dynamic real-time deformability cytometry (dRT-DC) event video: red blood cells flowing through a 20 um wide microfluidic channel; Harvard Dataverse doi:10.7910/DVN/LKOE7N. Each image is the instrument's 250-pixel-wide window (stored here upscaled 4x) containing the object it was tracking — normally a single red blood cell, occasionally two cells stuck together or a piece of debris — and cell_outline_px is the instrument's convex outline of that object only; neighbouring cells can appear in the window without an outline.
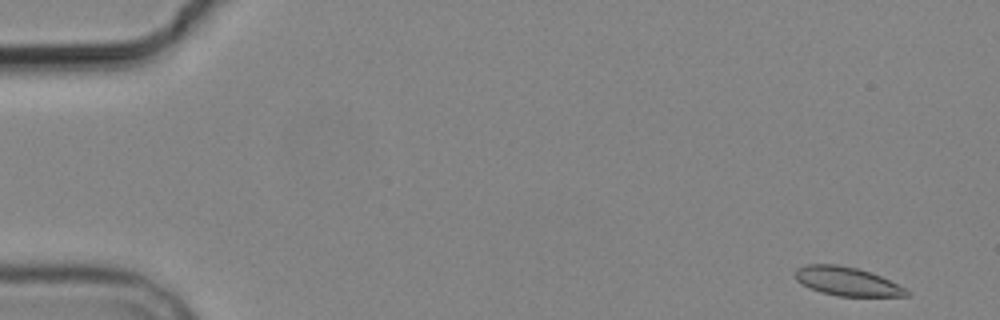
{"species": "common noctule bat (a hibernating species)", "species_latin": "Nyctalus noctula", "temperature_condition": "cold", "stored_images_in_passage": 5, "camera_frame_rate_fps": 3000, "um_per_image_px": 0.085, "animal": {"sex": "male", "body_mass_g": 19.2, "forearm_length_mm": 51.8}, "frame": {"image": 1, "passage_image": 1, "time_ms": 0.0, "image_size_px": [1000, 320], "cell_outline_px": [[912, 292], [908, 296], [836, 296], [820, 292], [796, 280], [796, 268], [808, 264], [836, 264], [856, 268], [880, 276]], "centroid_in_image_um": [71.99, 23.92], "position_along_channel_um": 13.0, "area_um2": 18.32}}